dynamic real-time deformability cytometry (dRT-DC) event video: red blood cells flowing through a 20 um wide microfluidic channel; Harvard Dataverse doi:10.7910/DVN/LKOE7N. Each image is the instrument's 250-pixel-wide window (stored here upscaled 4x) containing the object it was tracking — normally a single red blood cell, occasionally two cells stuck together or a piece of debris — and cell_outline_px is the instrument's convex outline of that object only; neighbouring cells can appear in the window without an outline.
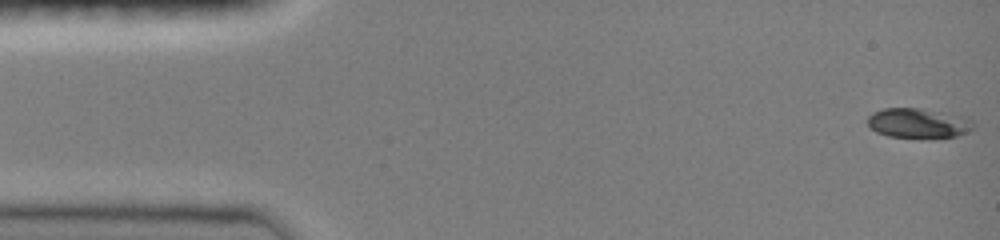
{"species": "common noctule bat (a hibernating species)", "species_latin": "Nyctalus noctula", "temperature_condition": "room temperature", "stored_images_in_passage": 32, "camera_frame_rate_fps": 3000, "um_per_image_px": 0.085, "animal": {"sex": "female", "body_mass_g": 19.0, "forearm_length_mm": 51.5}, "frame": {"image": 1, "passage_image": 1, "time_ms": 0.0, "image_size_px": [1000, 240], "cell_outline_px": [[972, 128], [968, 132], [956, 136], [888, 136], [876, 132], [868, 124], [868, 116], [872, 112], [884, 108], [920, 108], [944, 112], [964, 116], [972, 120]], "centroid_in_image_um": [78.04, 10.43], "position_along_channel_um": 7.0, "area_um2": 17.92}}
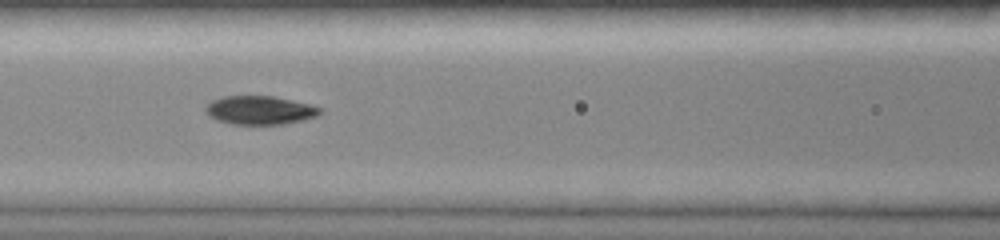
{"frame": {"image": 2, "passage_image": 14, "time_ms": 4.333, "image_size_px": [1000, 240], "cell_outline_px": [[324, 112], [316, 116], [304, 120], [284, 124], [232, 124], [216, 120], [208, 116], [204, 108], [212, 100], [224, 96], [272, 96], [312, 104], [320, 108]], "centroid_in_image_um": [22.1, 9.37], "position_along_channel_um": 144.5, "area_um2": 19.19}}
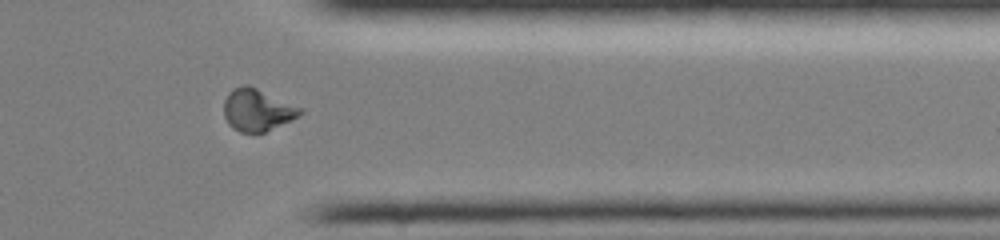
{"frame": {"image": 3, "passage_image": 27, "time_ms": 8.667, "image_size_px": [1000, 240], "cell_outline_px": [[304, 112], [300, 116], [264, 132], [240, 132], [232, 128], [228, 124], [224, 116], [224, 100], [228, 92], [232, 88], [244, 84], [248, 84], [300, 108]], "centroid_in_image_um": [21.82, 9.34], "position_along_channel_um": 389.6, "area_um2": 18.55}, "authors_computed_cell_mechanics": {"area_um2": 18.2937, "velocity_mm_per_s": 4.1715, "shape_relaxation_time_tau1_ms": 1.4574, "shape_relaxation_time_tau2_ms": 1.1983, "deformation_change_tau1": 0.1562, "deformation_change_tau2": 0.0498}}